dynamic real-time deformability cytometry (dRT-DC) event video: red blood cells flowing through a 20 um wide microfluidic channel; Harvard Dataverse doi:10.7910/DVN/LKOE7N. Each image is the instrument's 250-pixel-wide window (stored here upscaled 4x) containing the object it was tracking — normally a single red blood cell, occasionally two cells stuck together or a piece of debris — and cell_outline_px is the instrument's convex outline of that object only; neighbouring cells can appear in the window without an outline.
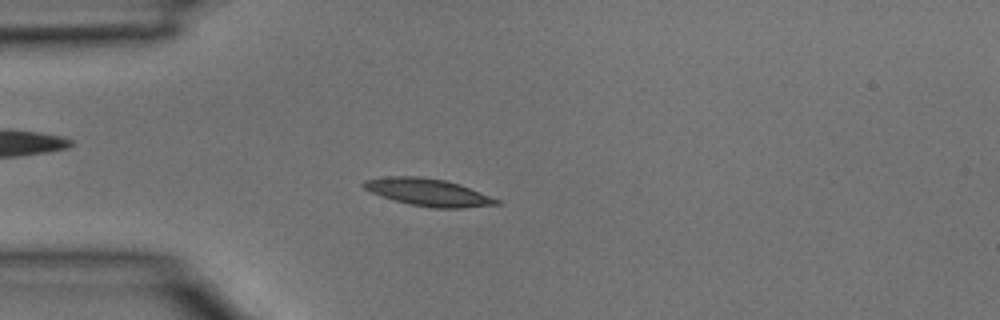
{"species": "common noctule bat (a hibernating species)", "species_latin": "Nyctalus noctula", "temperature_condition": "room temperature", "stored_images_in_passage": 4, "camera_frame_rate_fps": 3000, "um_per_image_px": 0.085, "animal": {"sex": "male", "body_mass_g": 15.6}, "frame": {"image": 1, "passage_image": 4, "time_ms": 1.0, "image_size_px": [1000, 320], "cell_outline_px": [[500, 204], [464, 208], [432, 208], [408, 204], [380, 196], [364, 188], [360, 184], [364, 180], [388, 176], [420, 176], [444, 180], [460, 184], [500, 200]], "centroid_in_image_um": [36.37, 16.34], "position_along_channel_um": 48.6, "area_um2": 21.21}}